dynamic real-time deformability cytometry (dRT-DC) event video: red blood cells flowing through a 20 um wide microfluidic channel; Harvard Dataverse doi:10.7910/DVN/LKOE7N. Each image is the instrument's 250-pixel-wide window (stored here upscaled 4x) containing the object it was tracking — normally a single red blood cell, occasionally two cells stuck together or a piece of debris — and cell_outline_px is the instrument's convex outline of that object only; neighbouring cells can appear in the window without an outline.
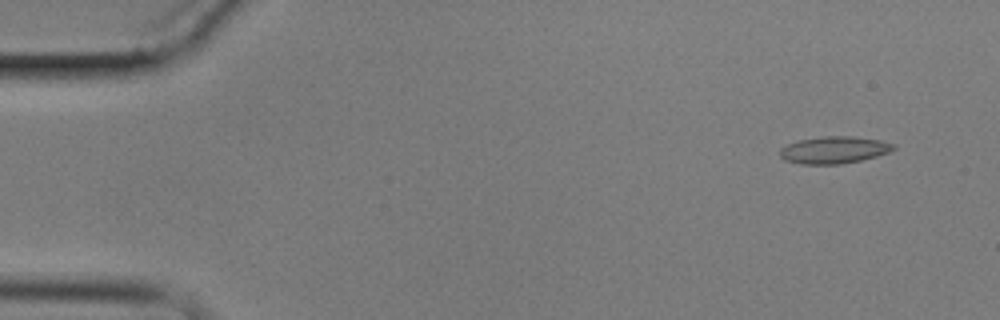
{"species": "common noctule bat (a hibernating species)", "species_latin": "Nyctalus noctula", "temperature_condition": "cold", "stored_images_in_passage": 4, "camera_frame_rate_fps": 3000, "um_per_image_px": 0.085, "animal": {"sex": "male", "body_mass_g": 17.9}, "frame": {"image": 1, "passage_image": 1, "time_ms": 0.0, "image_size_px": [1000, 320], "cell_outline_px": [[896, 148], [888, 152], [876, 156], [860, 160], [840, 164], [800, 164], [784, 160], [780, 156], [780, 148], [796, 140], [824, 136], [852, 136], [880, 140], [896, 144]], "centroid_in_image_um": [70.88, 12.74], "position_along_channel_um": 14.1, "area_um2": 17.98}}
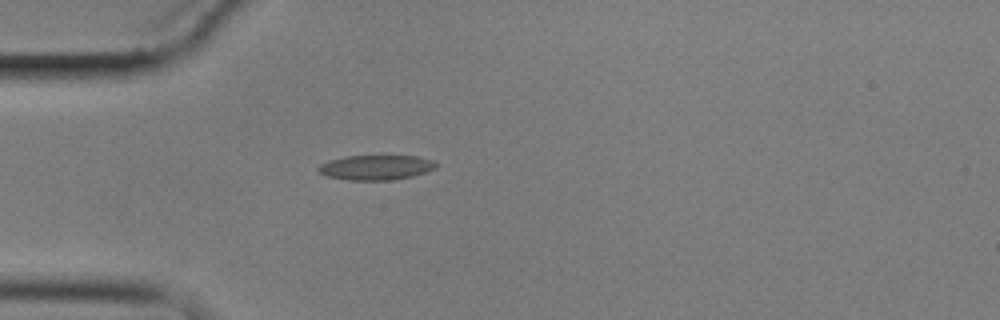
{"frame": {"image": 2, "passage_image": 4, "time_ms": 4.0, "image_size_px": [1000, 320], "cell_outline_px": [[440, 164], [436, 168], [428, 172], [412, 176], [392, 180], [348, 180], [328, 176], [320, 172], [316, 168], [320, 164], [328, 160], [344, 156], [416, 156], [432, 160]], "centroid_in_image_um": [31.98, 14.23], "position_along_channel_um": 53.0, "area_um2": 17.17}}